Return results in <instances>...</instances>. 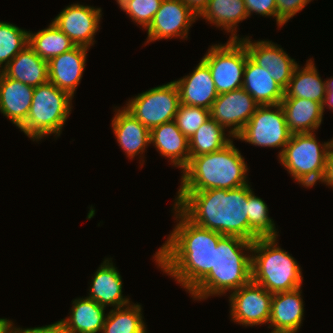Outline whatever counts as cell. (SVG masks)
I'll list each match as a JSON object with an SVG mask.
<instances>
[{
	"instance_id": "obj_23",
	"label": "cell",
	"mask_w": 333,
	"mask_h": 333,
	"mask_svg": "<svg viewBox=\"0 0 333 333\" xmlns=\"http://www.w3.org/2000/svg\"><path fill=\"white\" fill-rule=\"evenodd\" d=\"M242 88L250 94L259 105L280 104L285 90L275 82L269 72L258 66L247 56Z\"/></svg>"
},
{
	"instance_id": "obj_14",
	"label": "cell",
	"mask_w": 333,
	"mask_h": 333,
	"mask_svg": "<svg viewBox=\"0 0 333 333\" xmlns=\"http://www.w3.org/2000/svg\"><path fill=\"white\" fill-rule=\"evenodd\" d=\"M198 17L182 0H163L147 28V42L160 39L187 38L189 28Z\"/></svg>"
},
{
	"instance_id": "obj_11",
	"label": "cell",
	"mask_w": 333,
	"mask_h": 333,
	"mask_svg": "<svg viewBox=\"0 0 333 333\" xmlns=\"http://www.w3.org/2000/svg\"><path fill=\"white\" fill-rule=\"evenodd\" d=\"M273 294L252 280L231 292L230 315L243 326L269 324Z\"/></svg>"
},
{
	"instance_id": "obj_32",
	"label": "cell",
	"mask_w": 333,
	"mask_h": 333,
	"mask_svg": "<svg viewBox=\"0 0 333 333\" xmlns=\"http://www.w3.org/2000/svg\"><path fill=\"white\" fill-rule=\"evenodd\" d=\"M139 304H129L111 309L107 313L102 333H133L138 331L145 322Z\"/></svg>"
},
{
	"instance_id": "obj_15",
	"label": "cell",
	"mask_w": 333,
	"mask_h": 333,
	"mask_svg": "<svg viewBox=\"0 0 333 333\" xmlns=\"http://www.w3.org/2000/svg\"><path fill=\"white\" fill-rule=\"evenodd\" d=\"M249 57L260 67L266 69L272 79L284 90L287 89L295 67L298 65L282 48L271 41L252 42L249 37L240 38Z\"/></svg>"
},
{
	"instance_id": "obj_22",
	"label": "cell",
	"mask_w": 333,
	"mask_h": 333,
	"mask_svg": "<svg viewBox=\"0 0 333 333\" xmlns=\"http://www.w3.org/2000/svg\"><path fill=\"white\" fill-rule=\"evenodd\" d=\"M150 141L175 167L183 170L188 165L189 139L180 131L174 120L153 127L150 130Z\"/></svg>"
},
{
	"instance_id": "obj_41",
	"label": "cell",
	"mask_w": 333,
	"mask_h": 333,
	"mask_svg": "<svg viewBox=\"0 0 333 333\" xmlns=\"http://www.w3.org/2000/svg\"><path fill=\"white\" fill-rule=\"evenodd\" d=\"M325 81H326L327 93H326L324 102L322 104L323 112L325 110V107H328V106H329V109L333 110V78H330Z\"/></svg>"
},
{
	"instance_id": "obj_20",
	"label": "cell",
	"mask_w": 333,
	"mask_h": 333,
	"mask_svg": "<svg viewBox=\"0 0 333 333\" xmlns=\"http://www.w3.org/2000/svg\"><path fill=\"white\" fill-rule=\"evenodd\" d=\"M34 87L7 77L0 71V112L18 128L25 122Z\"/></svg>"
},
{
	"instance_id": "obj_10",
	"label": "cell",
	"mask_w": 333,
	"mask_h": 333,
	"mask_svg": "<svg viewBox=\"0 0 333 333\" xmlns=\"http://www.w3.org/2000/svg\"><path fill=\"white\" fill-rule=\"evenodd\" d=\"M291 136L282 106L276 104L259 105L235 139L261 147H280L279 157Z\"/></svg>"
},
{
	"instance_id": "obj_24",
	"label": "cell",
	"mask_w": 333,
	"mask_h": 333,
	"mask_svg": "<svg viewBox=\"0 0 333 333\" xmlns=\"http://www.w3.org/2000/svg\"><path fill=\"white\" fill-rule=\"evenodd\" d=\"M280 104L292 134L314 132L322 123L324 112L319 102L303 98H283Z\"/></svg>"
},
{
	"instance_id": "obj_2",
	"label": "cell",
	"mask_w": 333,
	"mask_h": 333,
	"mask_svg": "<svg viewBox=\"0 0 333 333\" xmlns=\"http://www.w3.org/2000/svg\"><path fill=\"white\" fill-rule=\"evenodd\" d=\"M249 184L235 189L178 191L174 205L194 224L249 241Z\"/></svg>"
},
{
	"instance_id": "obj_4",
	"label": "cell",
	"mask_w": 333,
	"mask_h": 333,
	"mask_svg": "<svg viewBox=\"0 0 333 333\" xmlns=\"http://www.w3.org/2000/svg\"><path fill=\"white\" fill-rule=\"evenodd\" d=\"M247 164L233 141L223 149L191 157L178 191L235 189L248 184Z\"/></svg>"
},
{
	"instance_id": "obj_43",
	"label": "cell",
	"mask_w": 333,
	"mask_h": 333,
	"mask_svg": "<svg viewBox=\"0 0 333 333\" xmlns=\"http://www.w3.org/2000/svg\"><path fill=\"white\" fill-rule=\"evenodd\" d=\"M133 333H147L145 324L138 331H135Z\"/></svg>"
},
{
	"instance_id": "obj_16",
	"label": "cell",
	"mask_w": 333,
	"mask_h": 333,
	"mask_svg": "<svg viewBox=\"0 0 333 333\" xmlns=\"http://www.w3.org/2000/svg\"><path fill=\"white\" fill-rule=\"evenodd\" d=\"M88 48L75 46L48 61L49 82L60 90L74 93L82 79Z\"/></svg>"
},
{
	"instance_id": "obj_21",
	"label": "cell",
	"mask_w": 333,
	"mask_h": 333,
	"mask_svg": "<svg viewBox=\"0 0 333 333\" xmlns=\"http://www.w3.org/2000/svg\"><path fill=\"white\" fill-rule=\"evenodd\" d=\"M116 110L111 125L120 148L131 159L143 154L151 144L150 130L125 108Z\"/></svg>"
},
{
	"instance_id": "obj_9",
	"label": "cell",
	"mask_w": 333,
	"mask_h": 333,
	"mask_svg": "<svg viewBox=\"0 0 333 333\" xmlns=\"http://www.w3.org/2000/svg\"><path fill=\"white\" fill-rule=\"evenodd\" d=\"M180 104L178 87L171 81L138 94L124 108L151 130L173 121Z\"/></svg>"
},
{
	"instance_id": "obj_29",
	"label": "cell",
	"mask_w": 333,
	"mask_h": 333,
	"mask_svg": "<svg viewBox=\"0 0 333 333\" xmlns=\"http://www.w3.org/2000/svg\"><path fill=\"white\" fill-rule=\"evenodd\" d=\"M29 45L43 60L50 59L67 52L76 45L53 23L37 33L29 31Z\"/></svg>"
},
{
	"instance_id": "obj_38",
	"label": "cell",
	"mask_w": 333,
	"mask_h": 333,
	"mask_svg": "<svg viewBox=\"0 0 333 333\" xmlns=\"http://www.w3.org/2000/svg\"><path fill=\"white\" fill-rule=\"evenodd\" d=\"M12 333H69L65 324L60 320L53 324L42 326V327H34V328H15L13 326Z\"/></svg>"
},
{
	"instance_id": "obj_5",
	"label": "cell",
	"mask_w": 333,
	"mask_h": 333,
	"mask_svg": "<svg viewBox=\"0 0 333 333\" xmlns=\"http://www.w3.org/2000/svg\"><path fill=\"white\" fill-rule=\"evenodd\" d=\"M277 237H260L252 245V281L274 294L302 286L300 265L277 244Z\"/></svg>"
},
{
	"instance_id": "obj_30",
	"label": "cell",
	"mask_w": 333,
	"mask_h": 333,
	"mask_svg": "<svg viewBox=\"0 0 333 333\" xmlns=\"http://www.w3.org/2000/svg\"><path fill=\"white\" fill-rule=\"evenodd\" d=\"M225 134V128L210 117L189 139L190 158L226 147L232 139L227 138Z\"/></svg>"
},
{
	"instance_id": "obj_42",
	"label": "cell",
	"mask_w": 333,
	"mask_h": 333,
	"mask_svg": "<svg viewBox=\"0 0 333 333\" xmlns=\"http://www.w3.org/2000/svg\"><path fill=\"white\" fill-rule=\"evenodd\" d=\"M13 322L6 318H0V333H12Z\"/></svg>"
},
{
	"instance_id": "obj_34",
	"label": "cell",
	"mask_w": 333,
	"mask_h": 333,
	"mask_svg": "<svg viewBox=\"0 0 333 333\" xmlns=\"http://www.w3.org/2000/svg\"><path fill=\"white\" fill-rule=\"evenodd\" d=\"M163 0H119L117 3L131 20L147 29Z\"/></svg>"
},
{
	"instance_id": "obj_36",
	"label": "cell",
	"mask_w": 333,
	"mask_h": 333,
	"mask_svg": "<svg viewBox=\"0 0 333 333\" xmlns=\"http://www.w3.org/2000/svg\"><path fill=\"white\" fill-rule=\"evenodd\" d=\"M277 25L281 28L290 18L299 13L311 0H275Z\"/></svg>"
},
{
	"instance_id": "obj_27",
	"label": "cell",
	"mask_w": 333,
	"mask_h": 333,
	"mask_svg": "<svg viewBox=\"0 0 333 333\" xmlns=\"http://www.w3.org/2000/svg\"><path fill=\"white\" fill-rule=\"evenodd\" d=\"M299 66L295 67L283 98H303L322 105L327 93L326 81L321 79L311 59L307 61L305 67Z\"/></svg>"
},
{
	"instance_id": "obj_25",
	"label": "cell",
	"mask_w": 333,
	"mask_h": 333,
	"mask_svg": "<svg viewBox=\"0 0 333 333\" xmlns=\"http://www.w3.org/2000/svg\"><path fill=\"white\" fill-rule=\"evenodd\" d=\"M9 78L31 87H37L49 81L48 61L40 58L28 44L2 70Z\"/></svg>"
},
{
	"instance_id": "obj_6",
	"label": "cell",
	"mask_w": 333,
	"mask_h": 333,
	"mask_svg": "<svg viewBox=\"0 0 333 333\" xmlns=\"http://www.w3.org/2000/svg\"><path fill=\"white\" fill-rule=\"evenodd\" d=\"M73 97L51 82L34 87L33 99L25 122L19 127L33 141L55 134L60 136L70 115Z\"/></svg>"
},
{
	"instance_id": "obj_44",
	"label": "cell",
	"mask_w": 333,
	"mask_h": 333,
	"mask_svg": "<svg viewBox=\"0 0 333 333\" xmlns=\"http://www.w3.org/2000/svg\"><path fill=\"white\" fill-rule=\"evenodd\" d=\"M271 333H297V332H272Z\"/></svg>"
},
{
	"instance_id": "obj_37",
	"label": "cell",
	"mask_w": 333,
	"mask_h": 333,
	"mask_svg": "<svg viewBox=\"0 0 333 333\" xmlns=\"http://www.w3.org/2000/svg\"><path fill=\"white\" fill-rule=\"evenodd\" d=\"M247 14L250 17L251 13H258L262 16H270L276 18L277 22V8L275 0H244Z\"/></svg>"
},
{
	"instance_id": "obj_33",
	"label": "cell",
	"mask_w": 333,
	"mask_h": 333,
	"mask_svg": "<svg viewBox=\"0 0 333 333\" xmlns=\"http://www.w3.org/2000/svg\"><path fill=\"white\" fill-rule=\"evenodd\" d=\"M29 44V31L0 21V71Z\"/></svg>"
},
{
	"instance_id": "obj_18",
	"label": "cell",
	"mask_w": 333,
	"mask_h": 333,
	"mask_svg": "<svg viewBox=\"0 0 333 333\" xmlns=\"http://www.w3.org/2000/svg\"><path fill=\"white\" fill-rule=\"evenodd\" d=\"M300 289L273 294L268 326L272 327V332H299L304 316Z\"/></svg>"
},
{
	"instance_id": "obj_39",
	"label": "cell",
	"mask_w": 333,
	"mask_h": 333,
	"mask_svg": "<svg viewBox=\"0 0 333 333\" xmlns=\"http://www.w3.org/2000/svg\"><path fill=\"white\" fill-rule=\"evenodd\" d=\"M321 182L333 188V142L327 153L325 173Z\"/></svg>"
},
{
	"instance_id": "obj_3",
	"label": "cell",
	"mask_w": 333,
	"mask_h": 333,
	"mask_svg": "<svg viewBox=\"0 0 333 333\" xmlns=\"http://www.w3.org/2000/svg\"><path fill=\"white\" fill-rule=\"evenodd\" d=\"M252 245L253 242L241 237L223 235L214 249L213 268L189 292L193 299L201 301L209 296H221L249 283L252 280ZM243 250L248 251V255Z\"/></svg>"
},
{
	"instance_id": "obj_35",
	"label": "cell",
	"mask_w": 333,
	"mask_h": 333,
	"mask_svg": "<svg viewBox=\"0 0 333 333\" xmlns=\"http://www.w3.org/2000/svg\"><path fill=\"white\" fill-rule=\"evenodd\" d=\"M209 118L210 110L206 108L180 104L174 121L180 131L190 139Z\"/></svg>"
},
{
	"instance_id": "obj_13",
	"label": "cell",
	"mask_w": 333,
	"mask_h": 333,
	"mask_svg": "<svg viewBox=\"0 0 333 333\" xmlns=\"http://www.w3.org/2000/svg\"><path fill=\"white\" fill-rule=\"evenodd\" d=\"M101 12V8L75 3L64 8L51 22L76 46L89 49L99 30Z\"/></svg>"
},
{
	"instance_id": "obj_40",
	"label": "cell",
	"mask_w": 333,
	"mask_h": 333,
	"mask_svg": "<svg viewBox=\"0 0 333 333\" xmlns=\"http://www.w3.org/2000/svg\"><path fill=\"white\" fill-rule=\"evenodd\" d=\"M189 9L196 15V17H199L205 8L207 7V4L209 0H182Z\"/></svg>"
},
{
	"instance_id": "obj_31",
	"label": "cell",
	"mask_w": 333,
	"mask_h": 333,
	"mask_svg": "<svg viewBox=\"0 0 333 333\" xmlns=\"http://www.w3.org/2000/svg\"><path fill=\"white\" fill-rule=\"evenodd\" d=\"M268 207L264 200L255 196L253 190L248 193L249 241L254 242L260 237H277L278 232L268 216Z\"/></svg>"
},
{
	"instance_id": "obj_26",
	"label": "cell",
	"mask_w": 333,
	"mask_h": 333,
	"mask_svg": "<svg viewBox=\"0 0 333 333\" xmlns=\"http://www.w3.org/2000/svg\"><path fill=\"white\" fill-rule=\"evenodd\" d=\"M70 316L61 319L69 333H102L107 313L105 307L85 297L74 299Z\"/></svg>"
},
{
	"instance_id": "obj_17",
	"label": "cell",
	"mask_w": 333,
	"mask_h": 333,
	"mask_svg": "<svg viewBox=\"0 0 333 333\" xmlns=\"http://www.w3.org/2000/svg\"><path fill=\"white\" fill-rule=\"evenodd\" d=\"M174 82L179 90L181 104L210 110L218 96L210 68L202 59L191 74Z\"/></svg>"
},
{
	"instance_id": "obj_19",
	"label": "cell",
	"mask_w": 333,
	"mask_h": 333,
	"mask_svg": "<svg viewBox=\"0 0 333 333\" xmlns=\"http://www.w3.org/2000/svg\"><path fill=\"white\" fill-rule=\"evenodd\" d=\"M110 259H105L94 274L87 297L105 308L108 305L115 309L129 305L131 301L122 295V277Z\"/></svg>"
},
{
	"instance_id": "obj_28",
	"label": "cell",
	"mask_w": 333,
	"mask_h": 333,
	"mask_svg": "<svg viewBox=\"0 0 333 333\" xmlns=\"http://www.w3.org/2000/svg\"><path fill=\"white\" fill-rule=\"evenodd\" d=\"M248 14L244 0H209L207 7L198 18L206 19L217 27L231 33V40L240 39L236 27ZM223 27V28H222Z\"/></svg>"
},
{
	"instance_id": "obj_8",
	"label": "cell",
	"mask_w": 333,
	"mask_h": 333,
	"mask_svg": "<svg viewBox=\"0 0 333 333\" xmlns=\"http://www.w3.org/2000/svg\"><path fill=\"white\" fill-rule=\"evenodd\" d=\"M248 51L240 39L210 46L202 60L210 68L218 94L242 88Z\"/></svg>"
},
{
	"instance_id": "obj_7",
	"label": "cell",
	"mask_w": 333,
	"mask_h": 333,
	"mask_svg": "<svg viewBox=\"0 0 333 333\" xmlns=\"http://www.w3.org/2000/svg\"><path fill=\"white\" fill-rule=\"evenodd\" d=\"M332 142L319 144L314 132L292 134L279 161L295 181L311 188L323 179Z\"/></svg>"
},
{
	"instance_id": "obj_12",
	"label": "cell",
	"mask_w": 333,
	"mask_h": 333,
	"mask_svg": "<svg viewBox=\"0 0 333 333\" xmlns=\"http://www.w3.org/2000/svg\"><path fill=\"white\" fill-rule=\"evenodd\" d=\"M259 104L243 88L218 94L210 108V117L228 129V137L235 138L251 119ZM228 127V128H227Z\"/></svg>"
},
{
	"instance_id": "obj_1",
	"label": "cell",
	"mask_w": 333,
	"mask_h": 333,
	"mask_svg": "<svg viewBox=\"0 0 333 333\" xmlns=\"http://www.w3.org/2000/svg\"><path fill=\"white\" fill-rule=\"evenodd\" d=\"M173 210L179 223L153 257L163 273L190 292L213 268L214 249L223 235L194 224L175 205Z\"/></svg>"
}]
</instances>
